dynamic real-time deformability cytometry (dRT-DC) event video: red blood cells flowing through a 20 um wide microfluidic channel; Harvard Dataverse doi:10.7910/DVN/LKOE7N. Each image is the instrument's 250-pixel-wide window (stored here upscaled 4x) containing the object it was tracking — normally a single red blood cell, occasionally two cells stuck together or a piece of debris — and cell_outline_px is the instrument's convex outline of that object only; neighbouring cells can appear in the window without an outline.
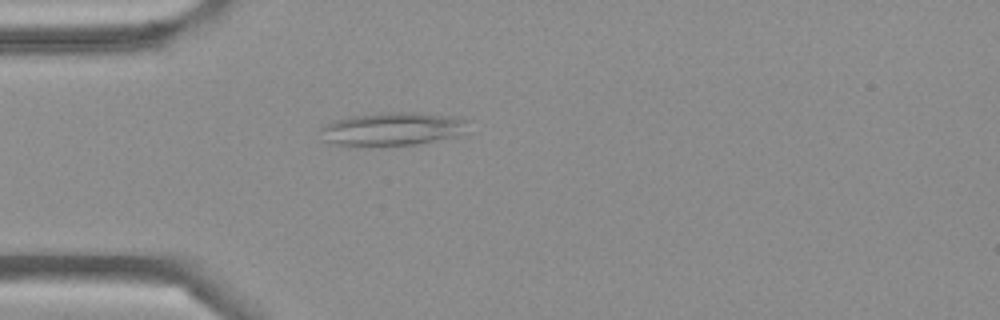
{"species": "Egyptian fruit bat (a non-hibernating species)", "species_latin": "Rousettus aegyptiacus", "temperature_condition": "cold", "stored_images_in_passage": 3, "camera_frame_rate_fps": 3000, "um_per_image_px": 0.085, "frame": {"image": 1, "passage_image": 3, "time_ms": 0.667, "image_size_px": [1000, 320], "cell_outline_px": [[472, 120], [464, 132], [460, 136], [416, 144], [356, 148], [336, 144], [324, 140], [320, 128], [324, 124], [332, 120], [352, 116], [392, 112], [416, 112], [460, 116]], "centroid_in_image_um": [33.41, 10.97], "position_along_channel_um": 51.6, "area_um2": 29.65}}